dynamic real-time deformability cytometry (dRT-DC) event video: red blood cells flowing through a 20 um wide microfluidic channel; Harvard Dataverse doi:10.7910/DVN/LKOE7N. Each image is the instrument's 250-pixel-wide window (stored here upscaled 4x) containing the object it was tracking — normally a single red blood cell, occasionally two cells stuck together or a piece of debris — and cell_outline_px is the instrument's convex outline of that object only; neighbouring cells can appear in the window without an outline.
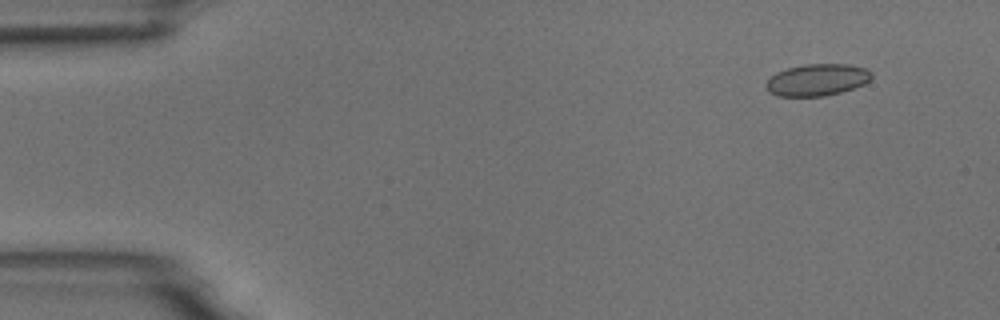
{"species": "common noctule bat (a hibernating species)", "species_latin": "Nyctalus noctula", "temperature_condition": "room temperature", "stored_images_in_passage": 5, "camera_frame_rate_fps": 3000, "um_per_image_px": 0.085, "animal": {"sex": "male", "body_mass_g": 18.8}, "frame": {"image": 1, "passage_image": 2, "time_ms": 1.0, "image_size_px": [1000, 320], "cell_outline_px": [[872, 76], [864, 84], [840, 92], [824, 96], [780, 96], [768, 92], [764, 84], [776, 72], [788, 68], [804, 64], [848, 64], [868, 68], [872, 72]], "centroid_in_image_um": [69.45, 6.78], "position_along_channel_um": 15.5, "area_um2": 19.59}}